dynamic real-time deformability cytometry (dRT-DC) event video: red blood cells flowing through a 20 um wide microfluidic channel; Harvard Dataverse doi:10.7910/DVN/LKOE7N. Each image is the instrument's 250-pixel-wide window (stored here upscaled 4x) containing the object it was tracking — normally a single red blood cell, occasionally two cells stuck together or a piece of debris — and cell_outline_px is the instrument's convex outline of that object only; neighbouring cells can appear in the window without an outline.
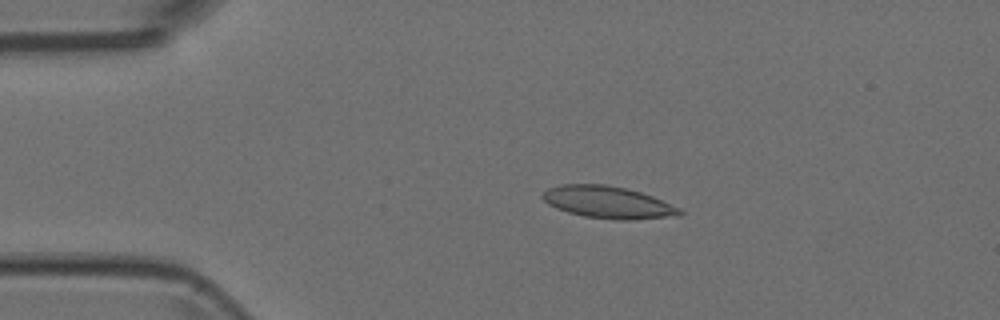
{"species": "Egyptian fruit bat (a non-hibernating species)", "species_latin": "Rousettus aegyptiacus", "temperature_condition": "room temperature", "stored_images_in_passage": 6, "camera_frame_rate_fps": 3000, "um_per_image_px": 0.085, "animal": {"sex": "female"}, "frame": {"image": 1, "passage_image": 2, "time_ms": 0.333, "image_size_px": [1000, 320], "cell_outline_px": [[684, 212], [680, 216], [628, 220], [620, 220], [584, 216], [568, 212], [556, 208], [548, 204], [540, 196], [548, 188], [560, 184], [604, 184], [624, 188], [640, 192], [652, 196], [680, 208]], "centroid_in_image_um": [51.68, 17.2], "position_along_channel_um": 33.3, "area_um2": 25.61}}
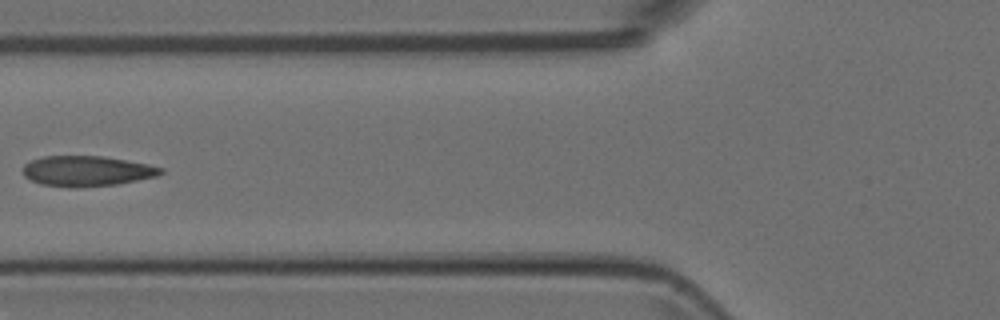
{"frame": {"image": 2, "passage_image": 5, "time_ms": 1.333, "image_size_px": [1000, 320], "cell_outline_px": [[164, 172], [156, 176], [116, 184], [72, 188], [68, 188], [40, 184], [24, 176], [24, 164], [32, 160], [44, 156], [104, 156], [148, 164], [164, 168]], "centroid_in_image_um": [7.38, 14.54], "position_along_channel_um": 118.4, "area_um2": 24.33}}
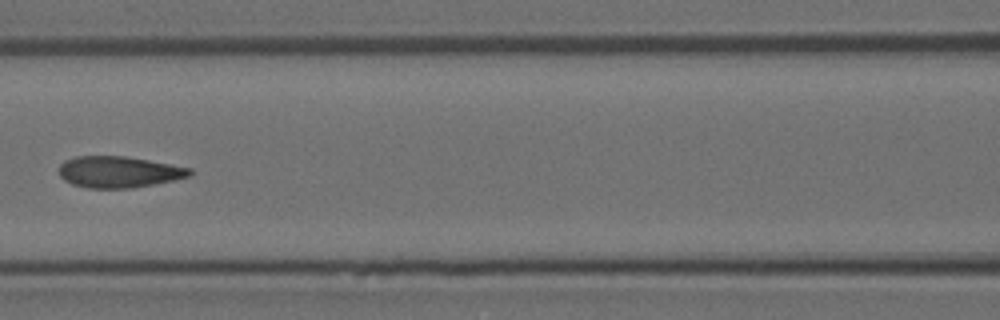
{"frame": {"image": 3, "passage_image": 6, "time_ms": 1.667, "image_size_px": [1000, 320], "cell_outline_px": [[192, 176], [132, 188], [88, 188], [72, 184], [64, 180], [60, 176], [60, 164], [64, 160], [76, 156], [124, 156], [148, 160], [192, 168]], "centroid_in_image_um": [10.09, 14.61], "position_along_channel_um": 156.5, "area_um2": 23.81}}